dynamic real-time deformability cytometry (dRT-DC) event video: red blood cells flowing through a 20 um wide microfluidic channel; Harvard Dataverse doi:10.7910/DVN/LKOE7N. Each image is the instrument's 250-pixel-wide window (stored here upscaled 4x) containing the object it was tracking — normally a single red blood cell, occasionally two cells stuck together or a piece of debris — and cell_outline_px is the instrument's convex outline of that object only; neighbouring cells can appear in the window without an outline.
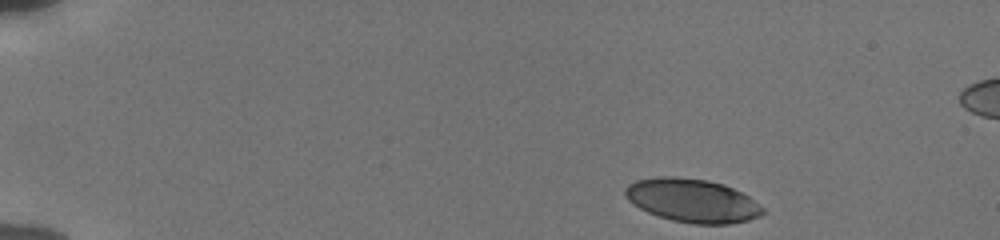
{"species": "human", "species_latin": "Homo sapiens", "temperature_condition": "cold", "stored_images_in_passage": 47, "camera_frame_rate_fps": 3000, "um_per_image_px": 0.085, "donor": {"sex": "male"}, "frame": {"image": 1, "passage_image": 1, "time_ms": 0.0, "image_size_px": [1000, 240], "cell_outline_px": [[764, 212], [760, 216], [748, 220], [728, 224], [692, 224], [672, 220], [648, 212], [640, 208], [628, 200], [624, 196], [624, 188], [628, 184], [636, 180], [656, 176], [676, 176], [708, 180], [724, 184], [748, 196], [764, 208]], "centroid_in_image_um": [58.82, 17.03], "position_along_channel_um": 26.2, "area_um2": 34.97}}
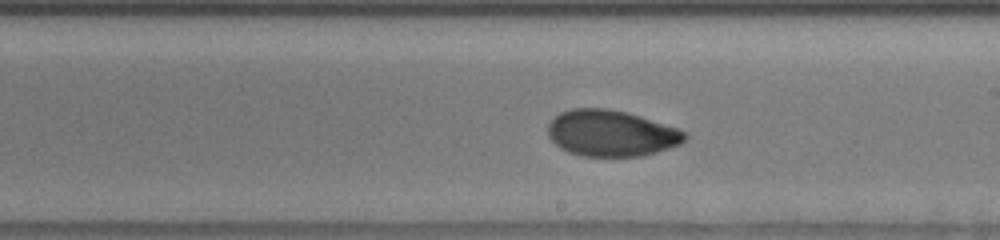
{"frame": {"image": 2, "passage_image": 26, "time_ms": 8.333, "image_size_px": [1000, 240], "cell_outline_px": [[688, 136], [680, 144], [656, 152], [640, 156], [584, 156], [568, 152], [560, 148], [548, 136], [548, 124], [560, 112], [572, 108], [604, 108], [624, 112], [676, 128], [684, 132]], "centroid_in_image_um": [51.9, 11.33], "position_along_channel_um": 237.1, "area_um2": 36.36}}
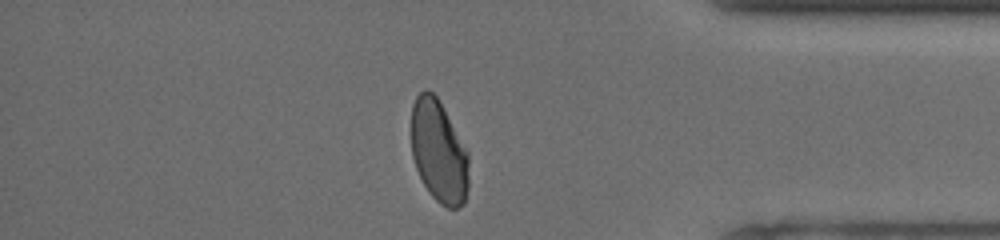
{"frame": {"image": 3, "passage_image": 40, "time_ms": 13.0, "image_size_px": [1000, 240], "cell_outline_px": [[468, 188], [464, 204], [456, 208], [448, 208], [440, 204], [428, 192], [416, 168], [412, 156], [412, 104], [416, 96], [424, 88], [432, 92], [436, 96], [468, 152]], "centroid_in_image_um": [37.29, 12.9], "position_along_channel_um": 397.9, "area_um2": 34.16}, "authors_computed_cell_mechanics": {"area_um2": 35.6626, "velocity_mm_per_s": 3.8367, "shape_relaxation_time_tau1_ms": 5.4474, "shape_relaxation_time_tau2_ms": 0.9478, "deformation_change_tau1": 0.1653, "deformation_change_tau2": 0.0427}}